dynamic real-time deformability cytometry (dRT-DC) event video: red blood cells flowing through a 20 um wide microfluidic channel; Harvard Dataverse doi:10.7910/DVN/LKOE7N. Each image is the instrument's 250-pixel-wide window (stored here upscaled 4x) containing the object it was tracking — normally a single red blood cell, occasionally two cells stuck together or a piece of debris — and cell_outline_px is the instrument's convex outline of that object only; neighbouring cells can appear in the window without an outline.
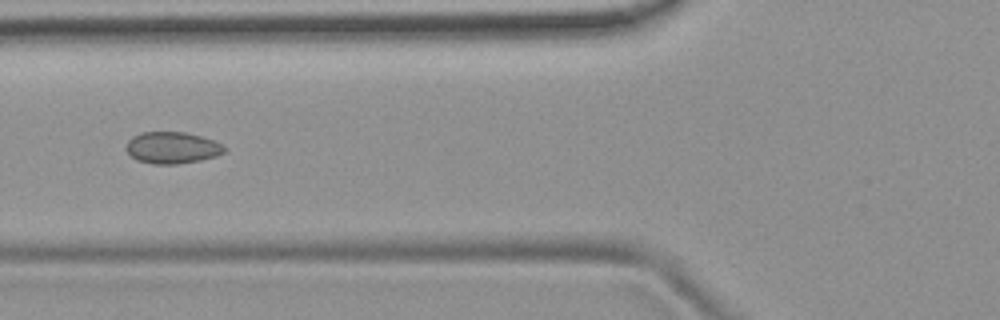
{"species": "common noctule bat (a hibernating species)", "species_latin": "Nyctalus noctula", "temperature_condition": "room temperature", "stored_images_in_passage": 5, "camera_frame_rate_fps": 3000, "um_per_image_px": 0.085, "animal": {"sex": "female", "body_mass_g": 19.9}, "frame": {"image": 1, "passage_image": 5, "time_ms": 5.667, "image_size_px": [1000, 320], "cell_outline_px": [[224, 152], [216, 156], [200, 160], [176, 164], [152, 164], [136, 160], [124, 148], [128, 140], [132, 136], [140, 132], [184, 132], [200, 136], [212, 140], [220, 144], [224, 148]], "centroid_in_image_um": [14.57, 12.55], "position_along_channel_um": 111.2, "area_um2": 18.03}}